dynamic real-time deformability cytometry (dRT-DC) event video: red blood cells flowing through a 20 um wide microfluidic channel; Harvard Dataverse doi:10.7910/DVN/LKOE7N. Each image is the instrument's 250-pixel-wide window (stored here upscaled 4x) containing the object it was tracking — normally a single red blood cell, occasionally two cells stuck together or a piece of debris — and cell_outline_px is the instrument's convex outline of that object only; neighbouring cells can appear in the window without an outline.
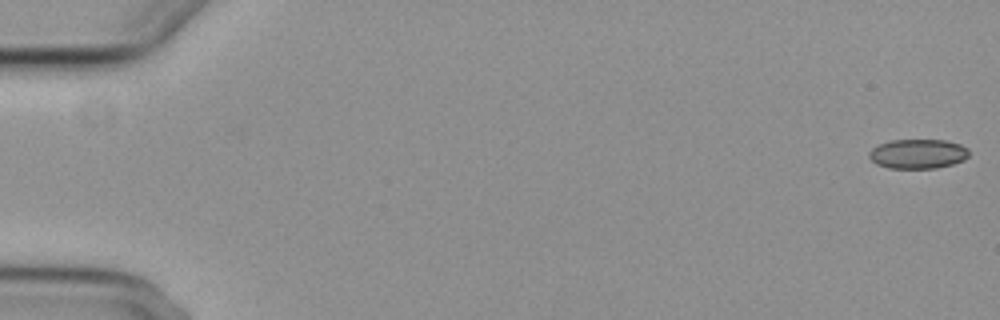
{"species": "common noctule bat (a hibernating species)", "species_latin": "Nyctalus noctula", "temperature_condition": "cold", "stored_images_in_passage": 5, "camera_frame_rate_fps": 3000, "um_per_image_px": 0.085, "animal": {"sex": "female", "body_mass_g": 29.2, "forearm_length_mm": 56.3}, "frame": {"image": 1, "passage_image": 1, "time_ms": 0.0, "image_size_px": [1000, 320], "cell_outline_px": [[968, 156], [964, 160], [952, 164], [936, 168], [888, 168], [876, 164], [868, 156], [868, 152], [872, 148], [880, 144], [892, 140], [944, 140], [960, 144], [968, 148]], "centroid_in_image_um": [78.01, 13.08], "position_along_channel_um": 7.0, "area_um2": 17.17}}
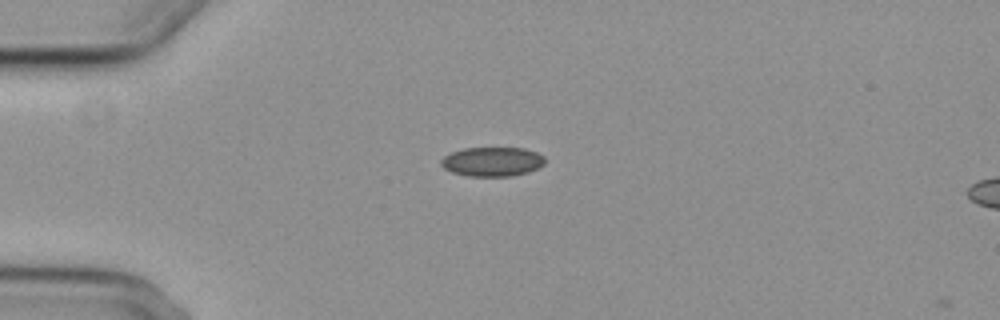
{"frame": {"image": 2, "passage_image": 4, "time_ms": 4.667, "image_size_px": [1000, 320], "cell_outline_px": [[544, 164], [528, 172], [512, 176], [468, 176], [452, 172], [444, 168], [440, 164], [440, 160], [444, 156], [452, 152], [464, 148], [524, 148], [536, 152], [544, 156]], "centroid_in_image_um": [41.83, 13.74], "position_along_channel_um": 43.2, "area_um2": 17.69}}